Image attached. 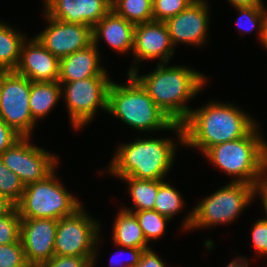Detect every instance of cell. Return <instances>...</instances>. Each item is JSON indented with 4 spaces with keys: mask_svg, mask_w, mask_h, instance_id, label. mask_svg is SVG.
Returning <instances> with one entry per match:
<instances>
[{
    "mask_svg": "<svg viewBox=\"0 0 267 267\" xmlns=\"http://www.w3.org/2000/svg\"><path fill=\"white\" fill-rule=\"evenodd\" d=\"M260 43L265 47V49H267V15L264 21Z\"/></svg>",
    "mask_w": 267,
    "mask_h": 267,
    "instance_id": "cell-41",
    "label": "cell"
},
{
    "mask_svg": "<svg viewBox=\"0 0 267 267\" xmlns=\"http://www.w3.org/2000/svg\"><path fill=\"white\" fill-rule=\"evenodd\" d=\"M24 188L18 175L9 170L0 159V195L7 197L16 205L22 197Z\"/></svg>",
    "mask_w": 267,
    "mask_h": 267,
    "instance_id": "cell-28",
    "label": "cell"
},
{
    "mask_svg": "<svg viewBox=\"0 0 267 267\" xmlns=\"http://www.w3.org/2000/svg\"><path fill=\"white\" fill-rule=\"evenodd\" d=\"M256 125L245 137L210 147L204 156L229 176L232 182L254 185L267 169V142Z\"/></svg>",
    "mask_w": 267,
    "mask_h": 267,
    "instance_id": "cell-5",
    "label": "cell"
},
{
    "mask_svg": "<svg viewBox=\"0 0 267 267\" xmlns=\"http://www.w3.org/2000/svg\"><path fill=\"white\" fill-rule=\"evenodd\" d=\"M226 267H249L248 259L244 256H236Z\"/></svg>",
    "mask_w": 267,
    "mask_h": 267,
    "instance_id": "cell-40",
    "label": "cell"
},
{
    "mask_svg": "<svg viewBox=\"0 0 267 267\" xmlns=\"http://www.w3.org/2000/svg\"><path fill=\"white\" fill-rule=\"evenodd\" d=\"M23 267H40L39 264H32V263H27L25 266Z\"/></svg>",
    "mask_w": 267,
    "mask_h": 267,
    "instance_id": "cell-42",
    "label": "cell"
},
{
    "mask_svg": "<svg viewBox=\"0 0 267 267\" xmlns=\"http://www.w3.org/2000/svg\"><path fill=\"white\" fill-rule=\"evenodd\" d=\"M128 78L127 85L111 82L108 89L107 113L138 132L174 130L177 132L178 143L184 144L182 124L173 122L131 74H128Z\"/></svg>",
    "mask_w": 267,
    "mask_h": 267,
    "instance_id": "cell-3",
    "label": "cell"
},
{
    "mask_svg": "<svg viewBox=\"0 0 267 267\" xmlns=\"http://www.w3.org/2000/svg\"><path fill=\"white\" fill-rule=\"evenodd\" d=\"M40 267H93L85 257L54 255Z\"/></svg>",
    "mask_w": 267,
    "mask_h": 267,
    "instance_id": "cell-33",
    "label": "cell"
},
{
    "mask_svg": "<svg viewBox=\"0 0 267 267\" xmlns=\"http://www.w3.org/2000/svg\"><path fill=\"white\" fill-rule=\"evenodd\" d=\"M113 224L114 245L125 248L149 249L143 230L133 212L120 209Z\"/></svg>",
    "mask_w": 267,
    "mask_h": 267,
    "instance_id": "cell-20",
    "label": "cell"
},
{
    "mask_svg": "<svg viewBox=\"0 0 267 267\" xmlns=\"http://www.w3.org/2000/svg\"><path fill=\"white\" fill-rule=\"evenodd\" d=\"M253 185L230 182L201 200L190 211L183 223V230L209 228L233 222L253 199Z\"/></svg>",
    "mask_w": 267,
    "mask_h": 267,
    "instance_id": "cell-6",
    "label": "cell"
},
{
    "mask_svg": "<svg viewBox=\"0 0 267 267\" xmlns=\"http://www.w3.org/2000/svg\"><path fill=\"white\" fill-rule=\"evenodd\" d=\"M251 230L252 243L256 253L261 257L267 256V220L258 219Z\"/></svg>",
    "mask_w": 267,
    "mask_h": 267,
    "instance_id": "cell-32",
    "label": "cell"
},
{
    "mask_svg": "<svg viewBox=\"0 0 267 267\" xmlns=\"http://www.w3.org/2000/svg\"><path fill=\"white\" fill-rule=\"evenodd\" d=\"M135 26L111 10L92 28L93 43L97 47L103 38L118 53L129 52L133 50Z\"/></svg>",
    "mask_w": 267,
    "mask_h": 267,
    "instance_id": "cell-19",
    "label": "cell"
},
{
    "mask_svg": "<svg viewBox=\"0 0 267 267\" xmlns=\"http://www.w3.org/2000/svg\"><path fill=\"white\" fill-rule=\"evenodd\" d=\"M25 40L15 71L33 82H54L59 77V59L47 50L36 37Z\"/></svg>",
    "mask_w": 267,
    "mask_h": 267,
    "instance_id": "cell-17",
    "label": "cell"
},
{
    "mask_svg": "<svg viewBox=\"0 0 267 267\" xmlns=\"http://www.w3.org/2000/svg\"><path fill=\"white\" fill-rule=\"evenodd\" d=\"M31 81L15 70L0 71V117L22 137L36 125L29 107Z\"/></svg>",
    "mask_w": 267,
    "mask_h": 267,
    "instance_id": "cell-10",
    "label": "cell"
},
{
    "mask_svg": "<svg viewBox=\"0 0 267 267\" xmlns=\"http://www.w3.org/2000/svg\"><path fill=\"white\" fill-rule=\"evenodd\" d=\"M20 240L28 263L43 264L55 255L57 220L21 218Z\"/></svg>",
    "mask_w": 267,
    "mask_h": 267,
    "instance_id": "cell-14",
    "label": "cell"
},
{
    "mask_svg": "<svg viewBox=\"0 0 267 267\" xmlns=\"http://www.w3.org/2000/svg\"><path fill=\"white\" fill-rule=\"evenodd\" d=\"M240 14L236 20V25L245 33H252V30H258V39L261 41L264 21L267 10L264 6H237L234 7Z\"/></svg>",
    "mask_w": 267,
    "mask_h": 267,
    "instance_id": "cell-27",
    "label": "cell"
},
{
    "mask_svg": "<svg viewBox=\"0 0 267 267\" xmlns=\"http://www.w3.org/2000/svg\"><path fill=\"white\" fill-rule=\"evenodd\" d=\"M239 107L223 102H209L192 109L182 123L184 144L204 154L210 147L245 137L257 122Z\"/></svg>",
    "mask_w": 267,
    "mask_h": 267,
    "instance_id": "cell-2",
    "label": "cell"
},
{
    "mask_svg": "<svg viewBox=\"0 0 267 267\" xmlns=\"http://www.w3.org/2000/svg\"><path fill=\"white\" fill-rule=\"evenodd\" d=\"M109 78L91 77L61 84V95L76 130L91 122L97 109L107 112L108 89L112 82Z\"/></svg>",
    "mask_w": 267,
    "mask_h": 267,
    "instance_id": "cell-9",
    "label": "cell"
},
{
    "mask_svg": "<svg viewBox=\"0 0 267 267\" xmlns=\"http://www.w3.org/2000/svg\"><path fill=\"white\" fill-rule=\"evenodd\" d=\"M125 251L124 252H128L129 258H127L126 260V264H124L121 261V258H114L110 260V267H134L139 261H140V257L142 255V252L144 251L142 248H132V247H125ZM122 263V264H121Z\"/></svg>",
    "mask_w": 267,
    "mask_h": 267,
    "instance_id": "cell-35",
    "label": "cell"
},
{
    "mask_svg": "<svg viewBox=\"0 0 267 267\" xmlns=\"http://www.w3.org/2000/svg\"><path fill=\"white\" fill-rule=\"evenodd\" d=\"M43 6L53 19L93 28L112 10V0H44Z\"/></svg>",
    "mask_w": 267,
    "mask_h": 267,
    "instance_id": "cell-16",
    "label": "cell"
},
{
    "mask_svg": "<svg viewBox=\"0 0 267 267\" xmlns=\"http://www.w3.org/2000/svg\"><path fill=\"white\" fill-rule=\"evenodd\" d=\"M209 7L206 0H195L165 24L174 47L177 43L202 46L209 27Z\"/></svg>",
    "mask_w": 267,
    "mask_h": 267,
    "instance_id": "cell-13",
    "label": "cell"
},
{
    "mask_svg": "<svg viewBox=\"0 0 267 267\" xmlns=\"http://www.w3.org/2000/svg\"><path fill=\"white\" fill-rule=\"evenodd\" d=\"M134 267H166V265L152 248H149L142 252L140 261Z\"/></svg>",
    "mask_w": 267,
    "mask_h": 267,
    "instance_id": "cell-36",
    "label": "cell"
},
{
    "mask_svg": "<svg viewBox=\"0 0 267 267\" xmlns=\"http://www.w3.org/2000/svg\"><path fill=\"white\" fill-rule=\"evenodd\" d=\"M16 205L7 197L0 195V216L10 213Z\"/></svg>",
    "mask_w": 267,
    "mask_h": 267,
    "instance_id": "cell-38",
    "label": "cell"
},
{
    "mask_svg": "<svg viewBox=\"0 0 267 267\" xmlns=\"http://www.w3.org/2000/svg\"><path fill=\"white\" fill-rule=\"evenodd\" d=\"M56 169L45 179L26 185L16 204L21 218L59 220L72 215L82 204L56 177Z\"/></svg>",
    "mask_w": 267,
    "mask_h": 267,
    "instance_id": "cell-7",
    "label": "cell"
},
{
    "mask_svg": "<svg viewBox=\"0 0 267 267\" xmlns=\"http://www.w3.org/2000/svg\"><path fill=\"white\" fill-rule=\"evenodd\" d=\"M232 6H264L263 0H228Z\"/></svg>",
    "mask_w": 267,
    "mask_h": 267,
    "instance_id": "cell-39",
    "label": "cell"
},
{
    "mask_svg": "<svg viewBox=\"0 0 267 267\" xmlns=\"http://www.w3.org/2000/svg\"><path fill=\"white\" fill-rule=\"evenodd\" d=\"M97 221L83 206L57 220L55 255L85 257L94 267L101 227Z\"/></svg>",
    "mask_w": 267,
    "mask_h": 267,
    "instance_id": "cell-8",
    "label": "cell"
},
{
    "mask_svg": "<svg viewBox=\"0 0 267 267\" xmlns=\"http://www.w3.org/2000/svg\"><path fill=\"white\" fill-rule=\"evenodd\" d=\"M261 195V202L264 206L265 214L267 216V169L262 173L260 178L253 185V197ZM267 220V217H265Z\"/></svg>",
    "mask_w": 267,
    "mask_h": 267,
    "instance_id": "cell-37",
    "label": "cell"
},
{
    "mask_svg": "<svg viewBox=\"0 0 267 267\" xmlns=\"http://www.w3.org/2000/svg\"><path fill=\"white\" fill-rule=\"evenodd\" d=\"M30 137H22L1 156L3 164L13 171L24 186L45 179L58 165V157L32 145Z\"/></svg>",
    "mask_w": 267,
    "mask_h": 267,
    "instance_id": "cell-11",
    "label": "cell"
},
{
    "mask_svg": "<svg viewBox=\"0 0 267 267\" xmlns=\"http://www.w3.org/2000/svg\"><path fill=\"white\" fill-rule=\"evenodd\" d=\"M128 183V191L134 204V209L127 211L154 210V203L159 189V180H141L133 177L119 178Z\"/></svg>",
    "mask_w": 267,
    "mask_h": 267,
    "instance_id": "cell-23",
    "label": "cell"
},
{
    "mask_svg": "<svg viewBox=\"0 0 267 267\" xmlns=\"http://www.w3.org/2000/svg\"><path fill=\"white\" fill-rule=\"evenodd\" d=\"M175 144L170 138H140L120 144L108 168L114 177L164 180L175 159Z\"/></svg>",
    "mask_w": 267,
    "mask_h": 267,
    "instance_id": "cell-4",
    "label": "cell"
},
{
    "mask_svg": "<svg viewBox=\"0 0 267 267\" xmlns=\"http://www.w3.org/2000/svg\"><path fill=\"white\" fill-rule=\"evenodd\" d=\"M61 97V84L58 81H31L29 107L33 119L37 122L46 117Z\"/></svg>",
    "mask_w": 267,
    "mask_h": 267,
    "instance_id": "cell-21",
    "label": "cell"
},
{
    "mask_svg": "<svg viewBox=\"0 0 267 267\" xmlns=\"http://www.w3.org/2000/svg\"><path fill=\"white\" fill-rule=\"evenodd\" d=\"M99 47L94 43L87 48L75 51L59 61L58 82H74L91 77H109L106 69L100 66Z\"/></svg>",
    "mask_w": 267,
    "mask_h": 267,
    "instance_id": "cell-18",
    "label": "cell"
},
{
    "mask_svg": "<svg viewBox=\"0 0 267 267\" xmlns=\"http://www.w3.org/2000/svg\"><path fill=\"white\" fill-rule=\"evenodd\" d=\"M136 64L131 74L148 92L154 103L176 123L182 124L190 115L192 108L186 103L196 96L208 79L200 72L187 66H168L159 63L155 70L140 76ZM207 80V81H206Z\"/></svg>",
    "mask_w": 267,
    "mask_h": 267,
    "instance_id": "cell-1",
    "label": "cell"
},
{
    "mask_svg": "<svg viewBox=\"0 0 267 267\" xmlns=\"http://www.w3.org/2000/svg\"><path fill=\"white\" fill-rule=\"evenodd\" d=\"M21 220L16 207L10 213L0 216V245L20 241Z\"/></svg>",
    "mask_w": 267,
    "mask_h": 267,
    "instance_id": "cell-29",
    "label": "cell"
},
{
    "mask_svg": "<svg viewBox=\"0 0 267 267\" xmlns=\"http://www.w3.org/2000/svg\"><path fill=\"white\" fill-rule=\"evenodd\" d=\"M195 0H152L153 21L165 22L176 16Z\"/></svg>",
    "mask_w": 267,
    "mask_h": 267,
    "instance_id": "cell-30",
    "label": "cell"
},
{
    "mask_svg": "<svg viewBox=\"0 0 267 267\" xmlns=\"http://www.w3.org/2000/svg\"><path fill=\"white\" fill-rule=\"evenodd\" d=\"M21 138L22 136L0 117V156Z\"/></svg>",
    "mask_w": 267,
    "mask_h": 267,
    "instance_id": "cell-34",
    "label": "cell"
},
{
    "mask_svg": "<svg viewBox=\"0 0 267 267\" xmlns=\"http://www.w3.org/2000/svg\"><path fill=\"white\" fill-rule=\"evenodd\" d=\"M44 15L49 26L35 37L59 60L93 43L91 26L66 23Z\"/></svg>",
    "mask_w": 267,
    "mask_h": 267,
    "instance_id": "cell-12",
    "label": "cell"
},
{
    "mask_svg": "<svg viewBox=\"0 0 267 267\" xmlns=\"http://www.w3.org/2000/svg\"><path fill=\"white\" fill-rule=\"evenodd\" d=\"M26 35L0 22V71L15 70L19 64Z\"/></svg>",
    "mask_w": 267,
    "mask_h": 267,
    "instance_id": "cell-22",
    "label": "cell"
},
{
    "mask_svg": "<svg viewBox=\"0 0 267 267\" xmlns=\"http://www.w3.org/2000/svg\"><path fill=\"white\" fill-rule=\"evenodd\" d=\"M184 201L180 192L164 180H159V189L154 203V210L168 217L170 220L174 215L181 212Z\"/></svg>",
    "mask_w": 267,
    "mask_h": 267,
    "instance_id": "cell-25",
    "label": "cell"
},
{
    "mask_svg": "<svg viewBox=\"0 0 267 267\" xmlns=\"http://www.w3.org/2000/svg\"><path fill=\"white\" fill-rule=\"evenodd\" d=\"M133 212L139 222L141 229L147 243L151 240L159 239L166 231L167 221L170 219L162 214H159L156 210H140L130 211Z\"/></svg>",
    "mask_w": 267,
    "mask_h": 267,
    "instance_id": "cell-26",
    "label": "cell"
},
{
    "mask_svg": "<svg viewBox=\"0 0 267 267\" xmlns=\"http://www.w3.org/2000/svg\"><path fill=\"white\" fill-rule=\"evenodd\" d=\"M27 263L21 240L0 245V267H23Z\"/></svg>",
    "mask_w": 267,
    "mask_h": 267,
    "instance_id": "cell-31",
    "label": "cell"
},
{
    "mask_svg": "<svg viewBox=\"0 0 267 267\" xmlns=\"http://www.w3.org/2000/svg\"><path fill=\"white\" fill-rule=\"evenodd\" d=\"M133 55L138 63L159 57V63H168L174 54L165 22L151 21L135 26Z\"/></svg>",
    "mask_w": 267,
    "mask_h": 267,
    "instance_id": "cell-15",
    "label": "cell"
},
{
    "mask_svg": "<svg viewBox=\"0 0 267 267\" xmlns=\"http://www.w3.org/2000/svg\"><path fill=\"white\" fill-rule=\"evenodd\" d=\"M112 10L134 25L153 21L152 0H112Z\"/></svg>",
    "mask_w": 267,
    "mask_h": 267,
    "instance_id": "cell-24",
    "label": "cell"
}]
</instances>
